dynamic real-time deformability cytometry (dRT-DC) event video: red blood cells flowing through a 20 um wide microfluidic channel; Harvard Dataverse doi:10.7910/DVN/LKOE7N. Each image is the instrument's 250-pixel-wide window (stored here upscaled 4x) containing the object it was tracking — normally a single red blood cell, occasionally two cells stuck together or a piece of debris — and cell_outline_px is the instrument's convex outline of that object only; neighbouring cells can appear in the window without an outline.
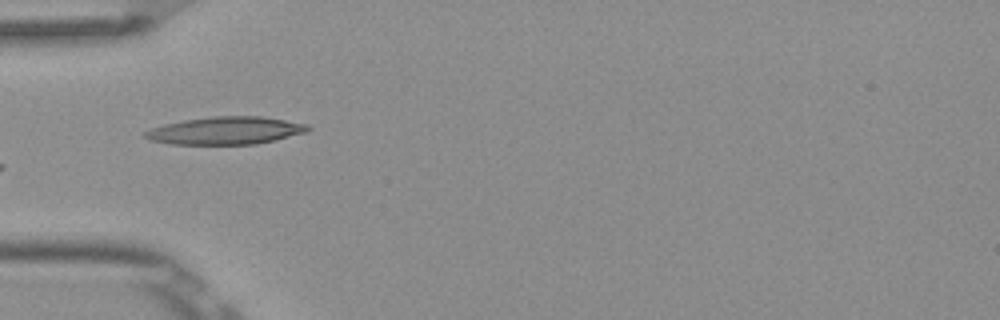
{"species": "Egyptian fruit bat (a non-hibernating species)", "species_latin": "Rousettus aegyptiacus", "temperature_condition": "room temperature", "stored_images_in_passage": 8, "camera_frame_rate_fps": 3000, "um_per_image_px": 0.085, "frame": {"image": 1, "passage_image": 5, "time_ms": 1.333, "image_size_px": [1000, 320], "cell_outline_px": [[312, 128], [308, 132], [256, 144], [172, 144], [152, 140], [144, 136], [144, 132], [152, 128], [164, 124], [184, 120], [212, 116], [260, 116], [308, 124]], "centroid_in_image_um": [19.21, 11.09], "position_along_channel_um": 65.8, "area_um2": 26.07}}
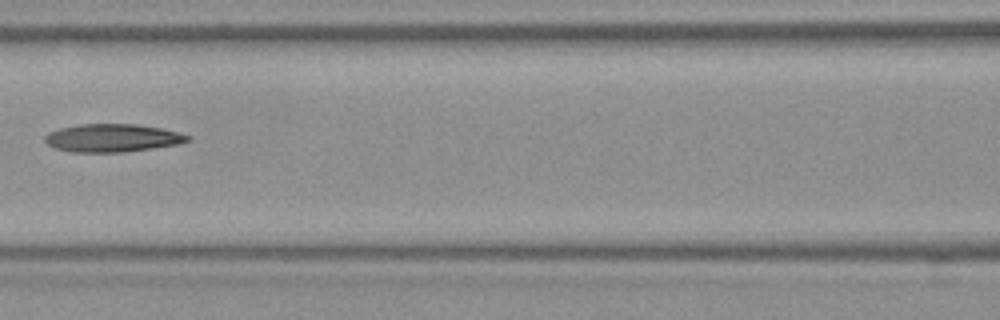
{"frame": {"image": 2, "passage_image": 7, "time_ms": 2.0, "image_size_px": [1000, 320], "cell_outline_px": [[192, 140], [180, 144], [124, 152], [68, 152], [56, 148], [48, 144], [44, 140], [44, 136], [48, 132], [60, 128], [80, 124], [136, 124], [160, 128], [192, 136]], "centroid_in_image_um": [9.56, 11.73], "position_along_channel_um": 157.0, "area_um2": 23.35}}
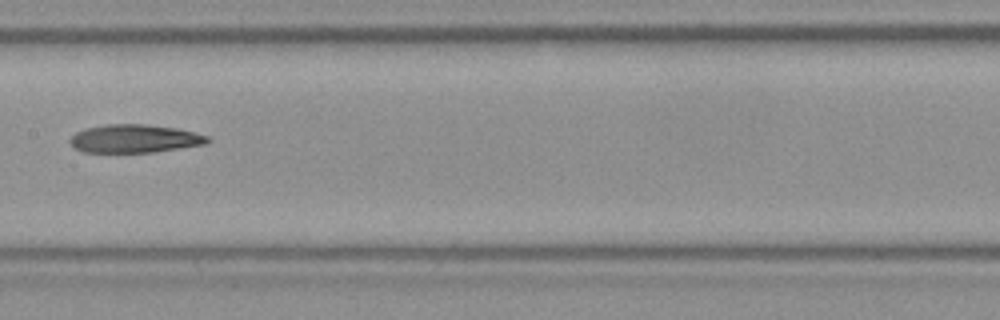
{"frame": {"image": 3, "passage_image": 8, "time_ms": 2.333, "image_size_px": [1000, 320], "cell_outline_px": [[212, 140], [204, 144], [152, 152], [84, 152], [76, 148], [68, 140], [76, 132], [88, 128], [108, 124], [144, 124], [176, 128], [208, 136]], "centroid_in_image_um": [11.44, 11.78], "position_along_channel_um": 196.0, "area_um2": 22.25}}